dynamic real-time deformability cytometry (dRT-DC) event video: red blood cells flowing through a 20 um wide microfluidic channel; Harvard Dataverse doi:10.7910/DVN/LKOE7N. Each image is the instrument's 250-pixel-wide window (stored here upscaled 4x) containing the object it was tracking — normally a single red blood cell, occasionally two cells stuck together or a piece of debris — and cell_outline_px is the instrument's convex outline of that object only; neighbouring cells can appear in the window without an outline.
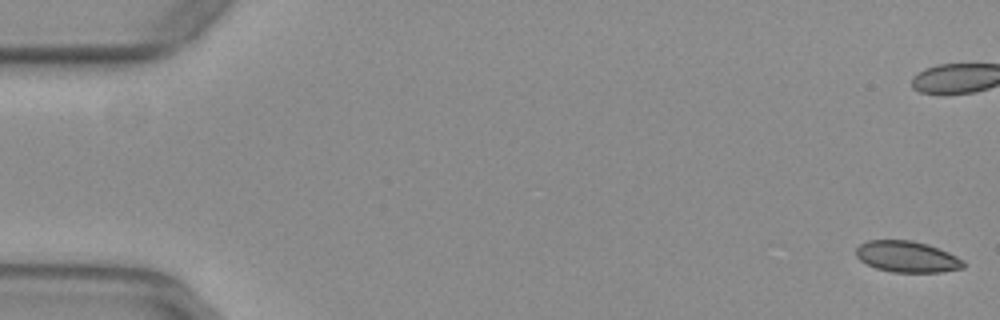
{"species": "common noctule bat (a hibernating species)", "species_latin": "Nyctalus noctula", "temperature_condition": "warm", "stored_images_in_passage": 50, "camera_frame_rate_fps": 3000, "um_per_image_px": 0.085, "animal": {"sex": "female", "body_mass_g": 29.2, "forearm_length_mm": 56.3}, "frame": {"image": 1, "passage_image": 1, "time_ms": 0.0, "image_size_px": [1000, 320], "cell_outline_px": [[964, 268], [940, 272], [892, 272], [876, 268], [860, 260], [856, 256], [856, 248], [860, 244], [868, 240], [912, 240], [928, 244], [948, 252], [964, 260]], "centroid_in_image_um": [77.1, 21.81], "position_along_channel_um": 7.9, "area_um2": 19.54}}